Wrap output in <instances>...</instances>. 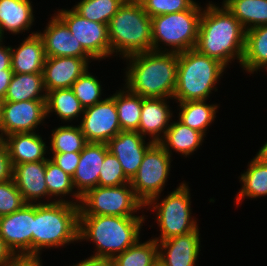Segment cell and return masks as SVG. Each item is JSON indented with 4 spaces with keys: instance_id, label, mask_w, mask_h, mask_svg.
Instances as JSON below:
<instances>
[{
    "instance_id": "8d00e7d4",
    "label": "cell",
    "mask_w": 267,
    "mask_h": 266,
    "mask_svg": "<svg viewBox=\"0 0 267 266\" xmlns=\"http://www.w3.org/2000/svg\"><path fill=\"white\" fill-rule=\"evenodd\" d=\"M101 83L86 70L71 86V89L81 105L86 108L93 106L103 100L101 98L102 88Z\"/></svg>"
},
{
    "instance_id": "7dc6e473",
    "label": "cell",
    "mask_w": 267,
    "mask_h": 266,
    "mask_svg": "<svg viewBox=\"0 0 267 266\" xmlns=\"http://www.w3.org/2000/svg\"><path fill=\"white\" fill-rule=\"evenodd\" d=\"M13 251L0 237V266H5L13 257Z\"/></svg>"
},
{
    "instance_id": "7a4b0ae2",
    "label": "cell",
    "mask_w": 267,
    "mask_h": 266,
    "mask_svg": "<svg viewBox=\"0 0 267 266\" xmlns=\"http://www.w3.org/2000/svg\"><path fill=\"white\" fill-rule=\"evenodd\" d=\"M125 85L130 92L144 98L173 99L177 80L178 53L147 51L125 57Z\"/></svg>"
},
{
    "instance_id": "f546056e",
    "label": "cell",
    "mask_w": 267,
    "mask_h": 266,
    "mask_svg": "<svg viewBox=\"0 0 267 266\" xmlns=\"http://www.w3.org/2000/svg\"><path fill=\"white\" fill-rule=\"evenodd\" d=\"M179 121L206 135L208 126L216 118L217 104H207L206 100L179 102Z\"/></svg>"
},
{
    "instance_id": "74e56055",
    "label": "cell",
    "mask_w": 267,
    "mask_h": 266,
    "mask_svg": "<svg viewBox=\"0 0 267 266\" xmlns=\"http://www.w3.org/2000/svg\"><path fill=\"white\" fill-rule=\"evenodd\" d=\"M126 183H130V180L125 176L121 164L116 156L108 151L100 169L98 186L115 187Z\"/></svg>"
},
{
    "instance_id": "44dd1931",
    "label": "cell",
    "mask_w": 267,
    "mask_h": 266,
    "mask_svg": "<svg viewBox=\"0 0 267 266\" xmlns=\"http://www.w3.org/2000/svg\"><path fill=\"white\" fill-rule=\"evenodd\" d=\"M12 178L26 204H38L39 198H49L45 182V161L14 165Z\"/></svg>"
},
{
    "instance_id": "bcb514c9",
    "label": "cell",
    "mask_w": 267,
    "mask_h": 266,
    "mask_svg": "<svg viewBox=\"0 0 267 266\" xmlns=\"http://www.w3.org/2000/svg\"><path fill=\"white\" fill-rule=\"evenodd\" d=\"M14 75V72L12 69H4L2 72H0V100L2 101L7 93L8 86L10 84V81L12 80V77Z\"/></svg>"
},
{
    "instance_id": "e0dca14e",
    "label": "cell",
    "mask_w": 267,
    "mask_h": 266,
    "mask_svg": "<svg viewBox=\"0 0 267 266\" xmlns=\"http://www.w3.org/2000/svg\"><path fill=\"white\" fill-rule=\"evenodd\" d=\"M93 58L46 57L43 79L46 92L71 88L72 84L86 71Z\"/></svg>"
},
{
    "instance_id": "52a82bcc",
    "label": "cell",
    "mask_w": 267,
    "mask_h": 266,
    "mask_svg": "<svg viewBox=\"0 0 267 266\" xmlns=\"http://www.w3.org/2000/svg\"><path fill=\"white\" fill-rule=\"evenodd\" d=\"M203 8L198 3L190 10L151 18L152 50L180 53L195 48ZM171 46V49L162 46ZM160 46V47H159Z\"/></svg>"
},
{
    "instance_id": "277c9868",
    "label": "cell",
    "mask_w": 267,
    "mask_h": 266,
    "mask_svg": "<svg viewBox=\"0 0 267 266\" xmlns=\"http://www.w3.org/2000/svg\"><path fill=\"white\" fill-rule=\"evenodd\" d=\"M34 204V231L32 253L40 254L45 248H59L78 239L79 205L68 202Z\"/></svg>"
},
{
    "instance_id": "d6a6232c",
    "label": "cell",
    "mask_w": 267,
    "mask_h": 266,
    "mask_svg": "<svg viewBox=\"0 0 267 266\" xmlns=\"http://www.w3.org/2000/svg\"><path fill=\"white\" fill-rule=\"evenodd\" d=\"M45 182L48 189L49 197L60 196L55 202H68L80 204L81 197L74 192V186L72 183V177L69 176L65 171L56 165L50 158L45 161ZM73 193V194H72ZM71 194L76 200H65L62 197ZM63 195V196H62ZM76 201V202H74Z\"/></svg>"
},
{
    "instance_id": "4dcf8cb0",
    "label": "cell",
    "mask_w": 267,
    "mask_h": 266,
    "mask_svg": "<svg viewBox=\"0 0 267 266\" xmlns=\"http://www.w3.org/2000/svg\"><path fill=\"white\" fill-rule=\"evenodd\" d=\"M55 114L64 122L73 121L84 113V107L71 88L55 89L46 94V113Z\"/></svg>"
},
{
    "instance_id": "c3c4849f",
    "label": "cell",
    "mask_w": 267,
    "mask_h": 266,
    "mask_svg": "<svg viewBox=\"0 0 267 266\" xmlns=\"http://www.w3.org/2000/svg\"><path fill=\"white\" fill-rule=\"evenodd\" d=\"M259 158L267 161V142L260 147L259 151L256 154Z\"/></svg>"
},
{
    "instance_id": "603a6c76",
    "label": "cell",
    "mask_w": 267,
    "mask_h": 266,
    "mask_svg": "<svg viewBox=\"0 0 267 266\" xmlns=\"http://www.w3.org/2000/svg\"><path fill=\"white\" fill-rule=\"evenodd\" d=\"M6 143L12 167L16 164L46 161V146L35 132L14 133L3 139ZM47 148V149H46Z\"/></svg>"
},
{
    "instance_id": "f1b7e54d",
    "label": "cell",
    "mask_w": 267,
    "mask_h": 266,
    "mask_svg": "<svg viewBox=\"0 0 267 266\" xmlns=\"http://www.w3.org/2000/svg\"><path fill=\"white\" fill-rule=\"evenodd\" d=\"M245 31L267 25V0H223Z\"/></svg>"
},
{
    "instance_id": "1f68e13d",
    "label": "cell",
    "mask_w": 267,
    "mask_h": 266,
    "mask_svg": "<svg viewBox=\"0 0 267 266\" xmlns=\"http://www.w3.org/2000/svg\"><path fill=\"white\" fill-rule=\"evenodd\" d=\"M143 98L130 92L126 87L123 90H117L114 94L118 120L122 131L138 130Z\"/></svg>"
},
{
    "instance_id": "ab89813d",
    "label": "cell",
    "mask_w": 267,
    "mask_h": 266,
    "mask_svg": "<svg viewBox=\"0 0 267 266\" xmlns=\"http://www.w3.org/2000/svg\"><path fill=\"white\" fill-rule=\"evenodd\" d=\"M25 204L13 178L0 182V217L21 209Z\"/></svg>"
},
{
    "instance_id": "ba28073f",
    "label": "cell",
    "mask_w": 267,
    "mask_h": 266,
    "mask_svg": "<svg viewBox=\"0 0 267 266\" xmlns=\"http://www.w3.org/2000/svg\"><path fill=\"white\" fill-rule=\"evenodd\" d=\"M186 182L181 183L174 191L158 202V198L151 199L146 205L156 211V220L161 235L154 238L158 243L174 236H179L198 228L197 221L191 216V195ZM158 202V203H157ZM152 205V206H151ZM160 238V239H159Z\"/></svg>"
},
{
    "instance_id": "5bb4252c",
    "label": "cell",
    "mask_w": 267,
    "mask_h": 266,
    "mask_svg": "<svg viewBox=\"0 0 267 266\" xmlns=\"http://www.w3.org/2000/svg\"><path fill=\"white\" fill-rule=\"evenodd\" d=\"M34 204L0 217V237L14 254L32 253Z\"/></svg>"
},
{
    "instance_id": "d590c367",
    "label": "cell",
    "mask_w": 267,
    "mask_h": 266,
    "mask_svg": "<svg viewBox=\"0 0 267 266\" xmlns=\"http://www.w3.org/2000/svg\"><path fill=\"white\" fill-rule=\"evenodd\" d=\"M126 0H80L72 7L82 17L103 24H109L111 18Z\"/></svg>"
},
{
    "instance_id": "681fc988",
    "label": "cell",
    "mask_w": 267,
    "mask_h": 266,
    "mask_svg": "<svg viewBox=\"0 0 267 266\" xmlns=\"http://www.w3.org/2000/svg\"><path fill=\"white\" fill-rule=\"evenodd\" d=\"M152 266H166L161 260H157Z\"/></svg>"
},
{
    "instance_id": "9c48e42d",
    "label": "cell",
    "mask_w": 267,
    "mask_h": 266,
    "mask_svg": "<svg viewBox=\"0 0 267 266\" xmlns=\"http://www.w3.org/2000/svg\"><path fill=\"white\" fill-rule=\"evenodd\" d=\"M145 205L130 183L115 187L97 186L81 196L79 215L137 216Z\"/></svg>"
},
{
    "instance_id": "8fae6325",
    "label": "cell",
    "mask_w": 267,
    "mask_h": 266,
    "mask_svg": "<svg viewBox=\"0 0 267 266\" xmlns=\"http://www.w3.org/2000/svg\"><path fill=\"white\" fill-rule=\"evenodd\" d=\"M55 13L68 27L77 42L94 59L102 60L111 56L108 25L93 22L72 9H58Z\"/></svg>"
},
{
    "instance_id": "b9f144b4",
    "label": "cell",
    "mask_w": 267,
    "mask_h": 266,
    "mask_svg": "<svg viewBox=\"0 0 267 266\" xmlns=\"http://www.w3.org/2000/svg\"><path fill=\"white\" fill-rule=\"evenodd\" d=\"M13 167L6 143L0 139V182L12 179Z\"/></svg>"
},
{
    "instance_id": "9a60e30c",
    "label": "cell",
    "mask_w": 267,
    "mask_h": 266,
    "mask_svg": "<svg viewBox=\"0 0 267 266\" xmlns=\"http://www.w3.org/2000/svg\"><path fill=\"white\" fill-rule=\"evenodd\" d=\"M154 144L138 131H121L107 143L109 151L116 156L125 176L131 181L136 175L146 151Z\"/></svg>"
},
{
    "instance_id": "ffe728a7",
    "label": "cell",
    "mask_w": 267,
    "mask_h": 266,
    "mask_svg": "<svg viewBox=\"0 0 267 266\" xmlns=\"http://www.w3.org/2000/svg\"><path fill=\"white\" fill-rule=\"evenodd\" d=\"M169 98H143L141 118L138 132L146 138L148 135L152 142L158 143L165 135L172 121L173 113L167 102ZM161 134H163L161 136Z\"/></svg>"
},
{
    "instance_id": "d4e9b609",
    "label": "cell",
    "mask_w": 267,
    "mask_h": 266,
    "mask_svg": "<svg viewBox=\"0 0 267 266\" xmlns=\"http://www.w3.org/2000/svg\"><path fill=\"white\" fill-rule=\"evenodd\" d=\"M206 137L203 133L193 130L177 120L170 123L163 138L158 142L172 156L174 152L188 157L194 151L199 149L200 145ZM172 150H171V149Z\"/></svg>"
},
{
    "instance_id": "83f0119b",
    "label": "cell",
    "mask_w": 267,
    "mask_h": 266,
    "mask_svg": "<svg viewBox=\"0 0 267 266\" xmlns=\"http://www.w3.org/2000/svg\"><path fill=\"white\" fill-rule=\"evenodd\" d=\"M242 187L236 196V205L243 199L259 198L267 195V161L257 155L251 159L247 171L240 176Z\"/></svg>"
},
{
    "instance_id": "7c38bea8",
    "label": "cell",
    "mask_w": 267,
    "mask_h": 266,
    "mask_svg": "<svg viewBox=\"0 0 267 266\" xmlns=\"http://www.w3.org/2000/svg\"><path fill=\"white\" fill-rule=\"evenodd\" d=\"M46 117V100L1 101L0 139L14 133L34 132Z\"/></svg>"
},
{
    "instance_id": "4316f807",
    "label": "cell",
    "mask_w": 267,
    "mask_h": 266,
    "mask_svg": "<svg viewBox=\"0 0 267 266\" xmlns=\"http://www.w3.org/2000/svg\"><path fill=\"white\" fill-rule=\"evenodd\" d=\"M46 94L43 73H14L2 101L46 100Z\"/></svg>"
},
{
    "instance_id": "cb8c5ba5",
    "label": "cell",
    "mask_w": 267,
    "mask_h": 266,
    "mask_svg": "<svg viewBox=\"0 0 267 266\" xmlns=\"http://www.w3.org/2000/svg\"><path fill=\"white\" fill-rule=\"evenodd\" d=\"M30 0H0V38L4 31L19 34L30 30L33 22V7Z\"/></svg>"
},
{
    "instance_id": "2e32d148",
    "label": "cell",
    "mask_w": 267,
    "mask_h": 266,
    "mask_svg": "<svg viewBox=\"0 0 267 266\" xmlns=\"http://www.w3.org/2000/svg\"><path fill=\"white\" fill-rule=\"evenodd\" d=\"M41 36L46 57L92 58L77 42L66 24L54 13Z\"/></svg>"
},
{
    "instance_id": "3957f363",
    "label": "cell",
    "mask_w": 267,
    "mask_h": 266,
    "mask_svg": "<svg viewBox=\"0 0 267 266\" xmlns=\"http://www.w3.org/2000/svg\"><path fill=\"white\" fill-rule=\"evenodd\" d=\"M145 217L79 215V241L96 244L95 257L114 258L140 239Z\"/></svg>"
},
{
    "instance_id": "30bf717a",
    "label": "cell",
    "mask_w": 267,
    "mask_h": 266,
    "mask_svg": "<svg viewBox=\"0 0 267 266\" xmlns=\"http://www.w3.org/2000/svg\"><path fill=\"white\" fill-rule=\"evenodd\" d=\"M170 154L154 143L145 153L136 175L130 181L136 197L146 205L153 198H160L171 168Z\"/></svg>"
},
{
    "instance_id": "484cf974",
    "label": "cell",
    "mask_w": 267,
    "mask_h": 266,
    "mask_svg": "<svg viewBox=\"0 0 267 266\" xmlns=\"http://www.w3.org/2000/svg\"><path fill=\"white\" fill-rule=\"evenodd\" d=\"M267 65V25H261L245 32V48L241 67L254 74Z\"/></svg>"
},
{
    "instance_id": "5b68a950",
    "label": "cell",
    "mask_w": 267,
    "mask_h": 266,
    "mask_svg": "<svg viewBox=\"0 0 267 266\" xmlns=\"http://www.w3.org/2000/svg\"><path fill=\"white\" fill-rule=\"evenodd\" d=\"M111 55L125 58L152 50L151 17L138 0H126L108 24Z\"/></svg>"
},
{
    "instance_id": "e575fe53",
    "label": "cell",
    "mask_w": 267,
    "mask_h": 266,
    "mask_svg": "<svg viewBox=\"0 0 267 266\" xmlns=\"http://www.w3.org/2000/svg\"><path fill=\"white\" fill-rule=\"evenodd\" d=\"M52 131L49 149L52 153L81 152L87 144L79 125H63Z\"/></svg>"
},
{
    "instance_id": "8992f818",
    "label": "cell",
    "mask_w": 267,
    "mask_h": 266,
    "mask_svg": "<svg viewBox=\"0 0 267 266\" xmlns=\"http://www.w3.org/2000/svg\"><path fill=\"white\" fill-rule=\"evenodd\" d=\"M226 68L220 61L195 48L178 53L173 99L178 100L176 103L208 99Z\"/></svg>"
},
{
    "instance_id": "7bdbcfd3",
    "label": "cell",
    "mask_w": 267,
    "mask_h": 266,
    "mask_svg": "<svg viewBox=\"0 0 267 266\" xmlns=\"http://www.w3.org/2000/svg\"><path fill=\"white\" fill-rule=\"evenodd\" d=\"M5 266H42V261L40 260L39 254H14Z\"/></svg>"
},
{
    "instance_id": "836d02e7",
    "label": "cell",
    "mask_w": 267,
    "mask_h": 266,
    "mask_svg": "<svg viewBox=\"0 0 267 266\" xmlns=\"http://www.w3.org/2000/svg\"><path fill=\"white\" fill-rule=\"evenodd\" d=\"M113 259L117 266H152L158 260V244L153 238L144 243L139 239Z\"/></svg>"
},
{
    "instance_id": "7402d4cb",
    "label": "cell",
    "mask_w": 267,
    "mask_h": 266,
    "mask_svg": "<svg viewBox=\"0 0 267 266\" xmlns=\"http://www.w3.org/2000/svg\"><path fill=\"white\" fill-rule=\"evenodd\" d=\"M11 69L14 73H43L46 60L44 43L38 32H32L17 49L11 48Z\"/></svg>"
},
{
    "instance_id": "6da1fadb",
    "label": "cell",
    "mask_w": 267,
    "mask_h": 266,
    "mask_svg": "<svg viewBox=\"0 0 267 266\" xmlns=\"http://www.w3.org/2000/svg\"><path fill=\"white\" fill-rule=\"evenodd\" d=\"M245 32L241 23L223 3L221 7H217L209 2L201 14L195 49L220 61L226 67L235 58L241 65Z\"/></svg>"
},
{
    "instance_id": "ac0fdd59",
    "label": "cell",
    "mask_w": 267,
    "mask_h": 266,
    "mask_svg": "<svg viewBox=\"0 0 267 266\" xmlns=\"http://www.w3.org/2000/svg\"><path fill=\"white\" fill-rule=\"evenodd\" d=\"M199 228L158 244V259L166 266H196L200 249Z\"/></svg>"
},
{
    "instance_id": "4fadbf2b",
    "label": "cell",
    "mask_w": 267,
    "mask_h": 266,
    "mask_svg": "<svg viewBox=\"0 0 267 266\" xmlns=\"http://www.w3.org/2000/svg\"><path fill=\"white\" fill-rule=\"evenodd\" d=\"M80 129L87 143H105L121 132L114 94L84 108Z\"/></svg>"
},
{
    "instance_id": "f6af8a7d",
    "label": "cell",
    "mask_w": 267,
    "mask_h": 266,
    "mask_svg": "<svg viewBox=\"0 0 267 266\" xmlns=\"http://www.w3.org/2000/svg\"><path fill=\"white\" fill-rule=\"evenodd\" d=\"M2 40L0 38V72L4 69H11V49L10 46L2 45Z\"/></svg>"
},
{
    "instance_id": "ee69618b",
    "label": "cell",
    "mask_w": 267,
    "mask_h": 266,
    "mask_svg": "<svg viewBox=\"0 0 267 266\" xmlns=\"http://www.w3.org/2000/svg\"><path fill=\"white\" fill-rule=\"evenodd\" d=\"M73 266H117L113 258L90 256Z\"/></svg>"
},
{
    "instance_id": "d6986e66",
    "label": "cell",
    "mask_w": 267,
    "mask_h": 266,
    "mask_svg": "<svg viewBox=\"0 0 267 266\" xmlns=\"http://www.w3.org/2000/svg\"><path fill=\"white\" fill-rule=\"evenodd\" d=\"M108 151L105 143H87L80 152V160L72 177L74 189L77 188L80 197L98 186L100 169Z\"/></svg>"
},
{
    "instance_id": "60d3db41",
    "label": "cell",
    "mask_w": 267,
    "mask_h": 266,
    "mask_svg": "<svg viewBox=\"0 0 267 266\" xmlns=\"http://www.w3.org/2000/svg\"><path fill=\"white\" fill-rule=\"evenodd\" d=\"M50 158L58 167L73 177L80 160V152L52 153Z\"/></svg>"
},
{
    "instance_id": "f35d334b",
    "label": "cell",
    "mask_w": 267,
    "mask_h": 266,
    "mask_svg": "<svg viewBox=\"0 0 267 266\" xmlns=\"http://www.w3.org/2000/svg\"><path fill=\"white\" fill-rule=\"evenodd\" d=\"M144 11L153 16L178 13L192 9L197 2L193 0H138Z\"/></svg>"
}]
</instances>
